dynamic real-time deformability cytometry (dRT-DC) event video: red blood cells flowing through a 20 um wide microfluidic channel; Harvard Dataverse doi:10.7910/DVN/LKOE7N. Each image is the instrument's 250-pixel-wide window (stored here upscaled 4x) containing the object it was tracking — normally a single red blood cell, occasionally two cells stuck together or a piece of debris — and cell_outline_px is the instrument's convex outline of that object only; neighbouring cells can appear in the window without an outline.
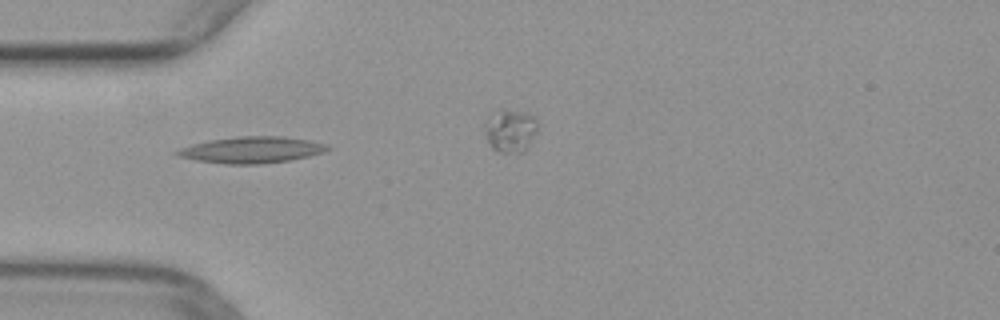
{"species": "common noctule bat (a hibernating species)", "species_latin": "Nyctalus noctula", "temperature_condition": "warm", "stored_images_in_passage": 18, "camera_frame_rate_fps": 3000, "um_per_image_px": 0.085, "animal": {"sex": "female", "body_mass_g": 29.2, "forearm_length_mm": 56.3}, "frame": {"image": 1, "passage_image": 15, "time_ms": 4.667, "image_size_px": [1000, 320], "cell_outline_px": [[332, 148], [324, 152], [292, 160], [256, 164], [224, 164], [196, 160], [180, 156], [172, 152], [180, 148], [192, 144], [208, 140], [236, 136], [284, 136], [308, 140], [328, 144]], "centroid_in_image_um": [21.4, 12.73], "position_along_channel_um": 63.6, "area_um2": 23.24}}